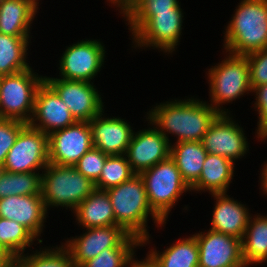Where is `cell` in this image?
Listing matches in <instances>:
<instances>
[{"mask_svg":"<svg viewBox=\"0 0 267 267\" xmlns=\"http://www.w3.org/2000/svg\"><path fill=\"white\" fill-rule=\"evenodd\" d=\"M160 267H198L199 246L195 235L180 239L163 252L156 249L149 252Z\"/></svg>","mask_w":267,"mask_h":267,"instance_id":"27","label":"cell"},{"mask_svg":"<svg viewBox=\"0 0 267 267\" xmlns=\"http://www.w3.org/2000/svg\"><path fill=\"white\" fill-rule=\"evenodd\" d=\"M82 236L66 241L75 267H80L84 262L98 256L106 248H117L129 234L119 225L107 227L86 228Z\"/></svg>","mask_w":267,"mask_h":267,"instance_id":"17","label":"cell"},{"mask_svg":"<svg viewBox=\"0 0 267 267\" xmlns=\"http://www.w3.org/2000/svg\"><path fill=\"white\" fill-rule=\"evenodd\" d=\"M104 48L100 41L87 39L67 47L59 60L61 79L91 82L104 64Z\"/></svg>","mask_w":267,"mask_h":267,"instance_id":"11","label":"cell"},{"mask_svg":"<svg viewBox=\"0 0 267 267\" xmlns=\"http://www.w3.org/2000/svg\"><path fill=\"white\" fill-rule=\"evenodd\" d=\"M109 195L115 220L129 235L137 237L141 246L149 241L147 218L152 215L154 223L162 226L164 222L150 207L145 183L140 174L133 175L127 181L112 187Z\"/></svg>","mask_w":267,"mask_h":267,"instance_id":"2","label":"cell"},{"mask_svg":"<svg viewBox=\"0 0 267 267\" xmlns=\"http://www.w3.org/2000/svg\"><path fill=\"white\" fill-rule=\"evenodd\" d=\"M44 81L57 93L77 122H89L103 112V102L93 83L44 77Z\"/></svg>","mask_w":267,"mask_h":267,"instance_id":"10","label":"cell"},{"mask_svg":"<svg viewBox=\"0 0 267 267\" xmlns=\"http://www.w3.org/2000/svg\"><path fill=\"white\" fill-rule=\"evenodd\" d=\"M130 1L131 0H110L111 3L117 5V7H120L121 11L130 3Z\"/></svg>","mask_w":267,"mask_h":267,"instance_id":"41","label":"cell"},{"mask_svg":"<svg viewBox=\"0 0 267 267\" xmlns=\"http://www.w3.org/2000/svg\"><path fill=\"white\" fill-rule=\"evenodd\" d=\"M48 149V135L27 124L19 132L1 169L13 173H29L45 169L49 163Z\"/></svg>","mask_w":267,"mask_h":267,"instance_id":"9","label":"cell"},{"mask_svg":"<svg viewBox=\"0 0 267 267\" xmlns=\"http://www.w3.org/2000/svg\"><path fill=\"white\" fill-rule=\"evenodd\" d=\"M104 111L89 121L93 147L108 155H125L133 130L118 117L104 118Z\"/></svg>","mask_w":267,"mask_h":267,"instance_id":"18","label":"cell"},{"mask_svg":"<svg viewBox=\"0 0 267 267\" xmlns=\"http://www.w3.org/2000/svg\"><path fill=\"white\" fill-rule=\"evenodd\" d=\"M49 163L74 166L92 147L89 122H76L48 135Z\"/></svg>","mask_w":267,"mask_h":267,"instance_id":"12","label":"cell"},{"mask_svg":"<svg viewBox=\"0 0 267 267\" xmlns=\"http://www.w3.org/2000/svg\"><path fill=\"white\" fill-rule=\"evenodd\" d=\"M127 267H160L155 258L149 253L143 261L134 260V253L128 260Z\"/></svg>","mask_w":267,"mask_h":267,"instance_id":"38","label":"cell"},{"mask_svg":"<svg viewBox=\"0 0 267 267\" xmlns=\"http://www.w3.org/2000/svg\"><path fill=\"white\" fill-rule=\"evenodd\" d=\"M15 257L7 250L0 249V267H6Z\"/></svg>","mask_w":267,"mask_h":267,"instance_id":"39","label":"cell"},{"mask_svg":"<svg viewBox=\"0 0 267 267\" xmlns=\"http://www.w3.org/2000/svg\"><path fill=\"white\" fill-rule=\"evenodd\" d=\"M29 36H9L0 33V76L29 69L26 62Z\"/></svg>","mask_w":267,"mask_h":267,"instance_id":"26","label":"cell"},{"mask_svg":"<svg viewBox=\"0 0 267 267\" xmlns=\"http://www.w3.org/2000/svg\"><path fill=\"white\" fill-rule=\"evenodd\" d=\"M76 122L62 99L43 81L37 89L34 112L28 124L46 135H50L52 132L64 129Z\"/></svg>","mask_w":267,"mask_h":267,"instance_id":"15","label":"cell"},{"mask_svg":"<svg viewBox=\"0 0 267 267\" xmlns=\"http://www.w3.org/2000/svg\"><path fill=\"white\" fill-rule=\"evenodd\" d=\"M261 186L262 190L264 191V194H267V163H265L263 169H262V174H261Z\"/></svg>","mask_w":267,"mask_h":267,"instance_id":"40","label":"cell"},{"mask_svg":"<svg viewBox=\"0 0 267 267\" xmlns=\"http://www.w3.org/2000/svg\"><path fill=\"white\" fill-rule=\"evenodd\" d=\"M234 175V163L224 156L207 154L198 181L191 187L195 191L212 194L227 193Z\"/></svg>","mask_w":267,"mask_h":267,"instance_id":"23","label":"cell"},{"mask_svg":"<svg viewBox=\"0 0 267 267\" xmlns=\"http://www.w3.org/2000/svg\"><path fill=\"white\" fill-rule=\"evenodd\" d=\"M42 173L41 195L47 208L69 207L73 211L95 189V183L74 166L48 163Z\"/></svg>","mask_w":267,"mask_h":267,"instance_id":"5","label":"cell"},{"mask_svg":"<svg viewBox=\"0 0 267 267\" xmlns=\"http://www.w3.org/2000/svg\"><path fill=\"white\" fill-rule=\"evenodd\" d=\"M44 77L32 68L0 76V118L15 119L28 124L34 112L35 95Z\"/></svg>","mask_w":267,"mask_h":267,"instance_id":"7","label":"cell"},{"mask_svg":"<svg viewBox=\"0 0 267 267\" xmlns=\"http://www.w3.org/2000/svg\"><path fill=\"white\" fill-rule=\"evenodd\" d=\"M248 220L241 240L242 257L246 266L267 261V216L257 215Z\"/></svg>","mask_w":267,"mask_h":267,"instance_id":"25","label":"cell"},{"mask_svg":"<svg viewBox=\"0 0 267 267\" xmlns=\"http://www.w3.org/2000/svg\"><path fill=\"white\" fill-rule=\"evenodd\" d=\"M249 62V76L252 90L267 84V48L246 55Z\"/></svg>","mask_w":267,"mask_h":267,"instance_id":"35","label":"cell"},{"mask_svg":"<svg viewBox=\"0 0 267 267\" xmlns=\"http://www.w3.org/2000/svg\"><path fill=\"white\" fill-rule=\"evenodd\" d=\"M27 124L15 119L0 118V168H2L7 153L15 144L19 132Z\"/></svg>","mask_w":267,"mask_h":267,"instance_id":"34","label":"cell"},{"mask_svg":"<svg viewBox=\"0 0 267 267\" xmlns=\"http://www.w3.org/2000/svg\"><path fill=\"white\" fill-rule=\"evenodd\" d=\"M135 174L126 155H108L95 188L106 191L127 181Z\"/></svg>","mask_w":267,"mask_h":267,"instance_id":"31","label":"cell"},{"mask_svg":"<svg viewBox=\"0 0 267 267\" xmlns=\"http://www.w3.org/2000/svg\"><path fill=\"white\" fill-rule=\"evenodd\" d=\"M252 92L256 93L255 107L259 114L257 135L261 140L267 138V84L255 87Z\"/></svg>","mask_w":267,"mask_h":267,"instance_id":"37","label":"cell"},{"mask_svg":"<svg viewBox=\"0 0 267 267\" xmlns=\"http://www.w3.org/2000/svg\"><path fill=\"white\" fill-rule=\"evenodd\" d=\"M210 104L220 114H228L220 105L240 98L245 92H252L249 76V62L246 56L230 54L222 63L208 71ZM222 109V110H221Z\"/></svg>","mask_w":267,"mask_h":267,"instance_id":"8","label":"cell"},{"mask_svg":"<svg viewBox=\"0 0 267 267\" xmlns=\"http://www.w3.org/2000/svg\"><path fill=\"white\" fill-rule=\"evenodd\" d=\"M46 213L42 195L7 196L0 199V217L18 222L36 238L43 230Z\"/></svg>","mask_w":267,"mask_h":267,"instance_id":"19","label":"cell"},{"mask_svg":"<svg viewBox=\"0 0 267 267\" xmlns=\"http://www.w3.org/2000/svg\"><path fill=\"white\" fill-rule=\"evenodd\" d=\"M6 267H25V266L17 258H15Z\"/></svg>","mask_w":267,"mask_h":267,"instance_id":"42","label":"cell"},{"mask_svg":"<svg viewBox=\"0 0 267 267\" xmlns=\"http://www.w3.org/2000/svg\"><path fill=\"white\" fill-rule=\"evenodd\" d=\"M225 32L228 54L246 56L267 48V0H242Z\"/></svg>","mask_w":267,"mask_h":267,"instance_id":"3","label":"cell"},{"mask_svg":"<svg viewBox=\"0 0 267 267\" xmlns=\"http://www.w3.org/2000/svg\"><path fill=\"white\" fill-rule=\"evenodd\" d=\"M177 0H131L121 12H164L180 7Z\"/></svg>","mask_w":267,"mask_h":267,"instance_id":"36","label":"cell"},{"mask_svg":"<svg viewBox=\"0 0 267 267\" xmlns=\"http://www.w3.org/2000/svg\"><path fill=\"white\" fill-rule=\"evenodd\" d=\"M35 238L18 222L0 217V242L15 258L22 255Z\"/></svg>","mask_w":267,"mask_h":267,"instance_id":"29","label":"cell"},{"mask_svg":"<svg viewBox=\"0 0 267 267\" xmlns=\"http://www.w3.org/2000/svg\"><path fill=\"white\" fill-rule=\"evenodd\" d=\"M212 196L215 197L216 204L210 230L242 240L250 218L247 208L226 193L212 194Z\"/></svg>","mask_w":267,"mask_h":267,"instance_id":"20","label":"cell"},{"mask_svg":"<svg viewBox=\"0 0 267 267\" xmlns=\"http://www.w3.org/2000/svg\"><path fill=\"white\" fill-rule=\"evenodd\" d=\"M170 157L175 161L183 180L191 188L199 179L208 152L201 141L175 142Z\"/></svg>","mask_w":267,"mask_h":267,"instance_id":"24","label":"cell"},{"mask_svg":"<svg viewBox=\"0 0 267 267\" xmlns=\"http://www.w3.org/2000/svg\"><path fill=\"white\" fill-rule=\"evenodd\" d=\"M108 154L92 147L74 165L77 171L81 172L86 178L96 183L100 177Z\"/></svg>","mask_w":267,"mask_h":267,"instance_id":"33","label":"cell"},{"mask_svg":"<svg viewBox=\"0 0 267 267\" xmlns=\"http://www.w3.org/2000/svg\"><path fill=\"white\" fill-rule=\"evenodd\" d=\"M35 251L31 255H20L17 259L25 267H75L68 249L62 245L54 249ZM26 256V257H25Z\"/></svg>","mask_w":267,"mask_h":267,"instance_id":"32","label":"cell"},{"mask_svg":"<svg viewBox=\"0 0 267 267\" xmlns=\"http://www.w3.org/2000/svg\"><path fill=\"white\" fill-rule=\"evenodd\" d=\"M140 175L150 207L164 222L182 193L191 191L171 157L142 171Z\"/></svg>","mask_w":267,"mask_h":267,"instance_id":"6","label":"cell"},{"mask_svg":"<svg viewBox=\"0 0 267 267\" xmlns=\"http://www.w3.org/2000/svg\"><path fill=\"white\" fill-rule=\"evenodd\" d=\"M39 0H0V33L29 36Z\"/></svg>","mask_w":267,"mask_h":267,"instance_id":"21","label":"cell"},{"mask_svg":"<svg viewBox=\"0 0 267 267\" xmlns=\"http://www.w3.org/2000/svg\"><path fill=\"white\" fill-rule=\"evenodd\" d=\"M199 246L198 267H247L241 240L210 230L194 234Z\"/></svg>","mask_w":267,"mask_h":267,"instance_id":"14","label":"cell"},{"mask_svg":"<svg viewBox=\"0 0 267 267\" xmlns=\"http://www.w3.org/2000/svg\"><path fill=\"white\" fill-rule=\"evenodd\" d=\"M171 143L155 127L133 132L125 155L136 174L170 157Z\"/></svg>","mask_w":267,"mask_h":267,"instance_id":"16","label":"cell"},{"mask_svg":"<svg viewBox=\"0 0 267 267\" xmlns=\"http://www.w3.org/2000/svg\"><path fill=\"white\" fill-rule=\"evenodd\" d=\"M138 47L160 48L172 53L181 36L183 13L181 7L164 12H121Z\"/></svg>","mask_w":267,"mask_h":267,"instance_id":"4","label":"cell"},{"mask_svg":"<svg viewBox=\"0 0 267 267\" xmlns=\"http://www.w3.org/2000/svg\"><path fill=\"white\" fill-rule=\"evenodd\" d=\"M229 116L220 114L210 125L201 142L209 154L224 156L234 163L236 159L247 154L249 148L243 128Z\"/></svg>","mask_w":267,"mask_h":267,"instance_id":"13","label":"cell"},{"mask_svg":"<svg viewBox=\"0 0 267 267\" xmlns=\"http://www.w3.org/2000/svg\"><path fill=\"white\" fill-rule=\"evenodd\" d=\"M42 174L13 173L0 168V199L7 196L41 195Z\"/></svg>","mask_w":267,"mask_h":267,"instance_id":"28","label":"cell"},{"mask_svg":"<svg viewBox=\"0 0 267 267\" xmlns=\"http://www.w3.org/2000/svg\"><path fill=\"white\" fill-rule=\"evenodd\" d=\"M0 249H6L0 242Z\"/></svg>","mask_w":267,"mask_h":267,"instance_id":"43","label":"cell"},{"mask_svg":"<svg viewBox=\"0 0 267 267\" xmlns=\"http://www.w3.org/2000/svg\"><path fill=\"white\" fill-rule=\"evenodd\" d=\"M206 103L194 98L160 103L147 113L146 119L168 140L167 133H172L178 137L177 142L201 141L210 125L220 115Z\"/></svg>","mask_w":267,"mask_h":267,"instance_id":"1","label":"cell"},{"mask_svg":"<svg viewBox=\"0 0 267 267\" xmlns=\"http://www.w3.org/2000/svg\"><path fill=\"white\" fill-rule=\"evenodd\" d=\"M76 221L84 228L117 225L113 207L105 190L94 189L74 210Z\"/></svg>","mask_w":267,"mask_h":267,"instance_id":"22","label":"cell"},{"mask_svg":"<svg viewBox=\"0 0 267 267\" xmlns=\"http://www.w3.org/2000/svg\"><path fill=\"white\" fill-rule=\"evenodd\" d=\"M141 241L129 235L117 248H106L100 254L86 262L80 267H127L128 260Z\"/></svg>","mask_w":267,"mask_h":267,"instance_id":"30","label":"cell"}]
</instances>
